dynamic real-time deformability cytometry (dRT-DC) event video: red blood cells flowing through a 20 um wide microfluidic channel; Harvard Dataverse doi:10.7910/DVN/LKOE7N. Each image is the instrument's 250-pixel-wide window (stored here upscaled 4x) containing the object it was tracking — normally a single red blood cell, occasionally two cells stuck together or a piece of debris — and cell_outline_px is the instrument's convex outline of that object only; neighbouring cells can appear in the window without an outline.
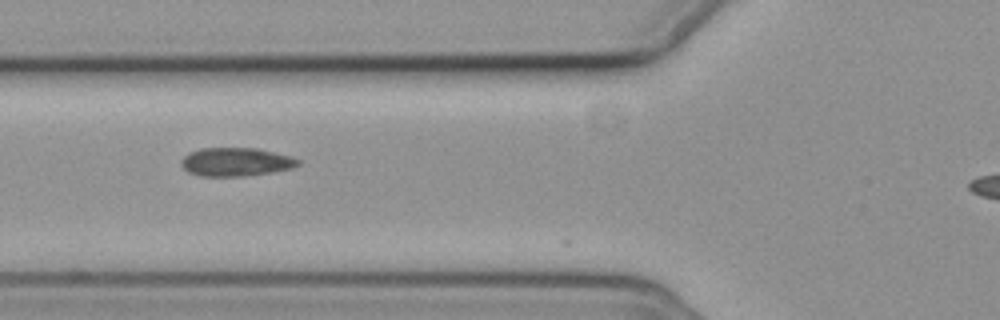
{"species": "common noctule bat (a hibernating species)", "species_latin": "Nyctalus noctula", "temperature_condition": "cold", "stored_images_in_passage": 14, "camera_frame_rate_fps": 3000, "um_per_image_px": 0.085, "animal": {"sex": "female", "body_mass_g": 19.3, "forearm_length_mm": 54.1}, "frame": {"image": 1, "passage_image": 13, "time_ms": 4.0, "image_size_px": [1000, 320], "cell_outline_px": [[300, 164], [292, 168], [272, 172], [244, 176], [200, 176], [188, 172], [180, 164], [180, 160], [188, 152], [200, 148], [256, 148], [292, 156], [300, 160]], "centroid_in_image_um": [20.03, 13.76], "position_along_channel_um": 105.8, "area_um2": 19.54}}